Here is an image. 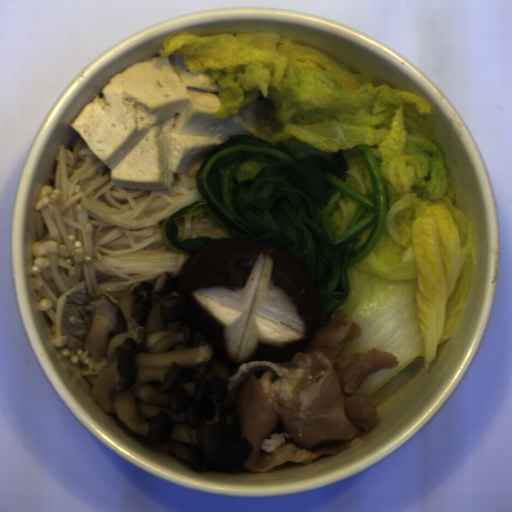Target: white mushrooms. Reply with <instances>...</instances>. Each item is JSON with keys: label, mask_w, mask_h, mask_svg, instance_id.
<instances>
[{"label": "white mushrooms", "mask_w": 512, "mask_h": 512, "mask_svg": "<svg viewBox=\"0 0 512 512\" xmlns=\"http://www.w3.org/2000/svg\"><path fill=\"white\" fill-rule=\"evenodd\" d=\"M179 278L130 284L115 302L84 304L90 354L107 362L87 376L108 414L191 471L237 472L252 445L228 398L229 366L184 319Z\"/></svg>", "instance_id": "1"}]
</instances>
